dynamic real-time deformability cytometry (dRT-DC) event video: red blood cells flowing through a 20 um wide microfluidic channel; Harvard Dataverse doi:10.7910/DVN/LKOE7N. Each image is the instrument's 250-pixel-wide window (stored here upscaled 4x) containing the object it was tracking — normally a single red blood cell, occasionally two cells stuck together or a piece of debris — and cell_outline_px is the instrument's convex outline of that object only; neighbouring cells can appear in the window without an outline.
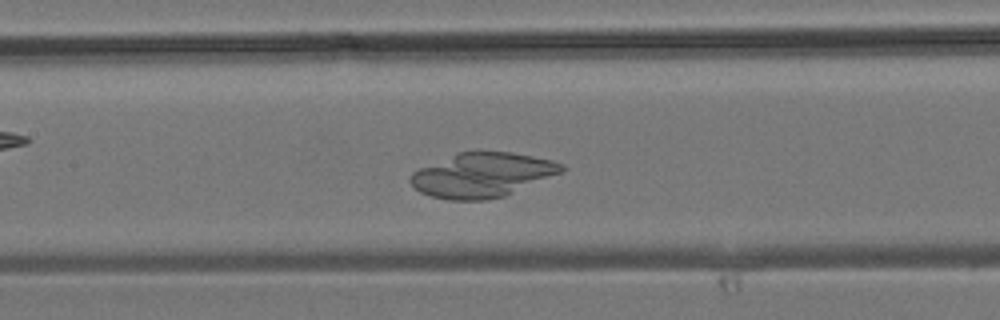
{"species": "common noctule bat (a hibernating species)", "species_latin": "Nyctalus noctula", "temperature_condition": "room temperature", "stored_images_in_passage": 35, "camera_frame_rate_fps": 3000, "um_per_image_px": 0.085, "animal": {"sex": "male", "body_mass_g": 19.2, "forearm_length_mm": 51.8}, "frame": {"image": 1, "passage_image": 17, "time_ms": 5.333, "image_size_px": [1000, 320], "cell_outline_px": [[568, 168], [564, 172], [504, 196], [488, 200], [448, 200], [432, 196], [420, 192], [408, 180], [412, 172], [420, 168], [460, 152], [512, 152], [552, 160], [564, 164]], "centroid_in_image_um": [41.04, 14.88], "position_along_channel_um": 166.4, "area_um2": 39.02}}
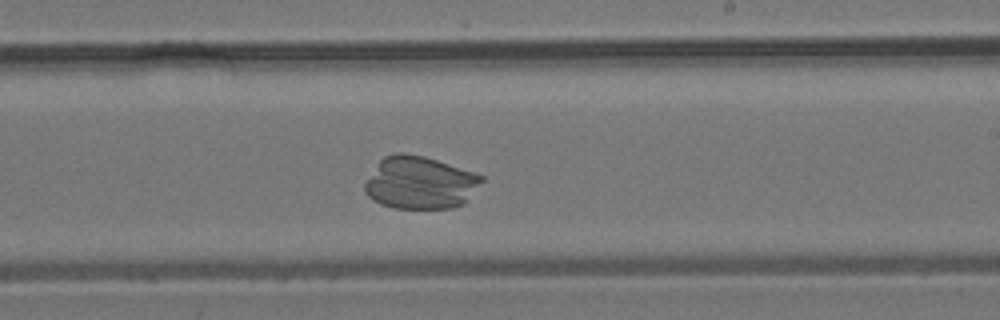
{"frame": {"image": 2, "passage_image": 22, "time_ms": 7.0, "image_size_px": [1000, 320], "cell_outline_px": [[484, 180], [464, 204], [452, 208], [396, 208], [380, 204], [372, 200], [364, 192], [364, 184], [380, 160], [384, 156], [396, 152], [404, 152], [424, 156], [484, 176]], "centroid_in_image_um": [35.69, 15.53], "position_along_channel_um": 253.3, "area_um2": 35.78}}
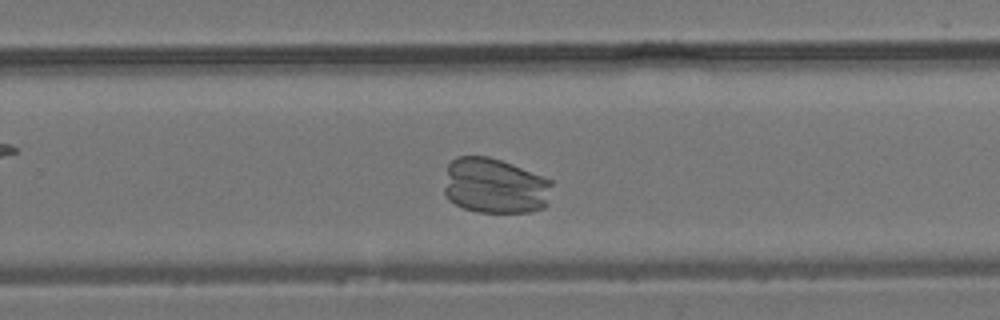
{"frame": {"image": 3, "passage_image": 24, "time_ms": 7.667, "image_size_px": [1000, 320], "cell_outline_px": [[552, 184], [548, 204], [544, 208], [532, 212], [476, 212], [464, 208], [448, 200], [444, 192], [444, 188], [448, 164], [456, 156], [488, 156], [512, 164], [552, 180]], "centroid_in_image_um": [42.07, 15.81], "position_along_channel_um": 287.7, "area_um2": 35.14}}